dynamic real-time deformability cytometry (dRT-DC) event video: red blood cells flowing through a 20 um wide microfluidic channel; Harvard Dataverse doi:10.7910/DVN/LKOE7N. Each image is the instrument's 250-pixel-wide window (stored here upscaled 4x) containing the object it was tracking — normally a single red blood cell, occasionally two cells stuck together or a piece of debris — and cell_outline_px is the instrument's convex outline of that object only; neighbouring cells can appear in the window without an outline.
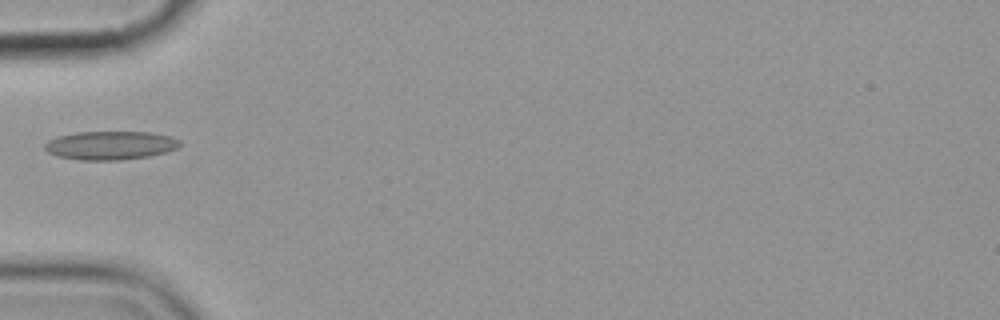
{"species": "common noctule bat (a hibernating species)", "species_latin": "Nyctalus noctula", "temperature_condition": "cold", "stored_images_in_passage": 7, "camera_frame_rate_fps": 3000, "um_per_image_px": 0.085, "animal": {"sex": "female", "body_mass_g": 19.9}, "frame": {"image": 1, "passage_image": 7, "time_ms": 7.0, "image_size_px": [1000, 320], "cell_outline_px": [[180, 144], [176, 148], [164, 152], [148, 156], [120, 160], [80, 160], [56, 156], [48, 152], [44, 148], [44, 144], [48, 140], [60, 136], [76, 132], [152, 132], [172, 136], [180, 140]], "centroid_in_image_um": [9.37, 12.35], "position_along_channel_um": 75.6, "area_um2": 22.48}}